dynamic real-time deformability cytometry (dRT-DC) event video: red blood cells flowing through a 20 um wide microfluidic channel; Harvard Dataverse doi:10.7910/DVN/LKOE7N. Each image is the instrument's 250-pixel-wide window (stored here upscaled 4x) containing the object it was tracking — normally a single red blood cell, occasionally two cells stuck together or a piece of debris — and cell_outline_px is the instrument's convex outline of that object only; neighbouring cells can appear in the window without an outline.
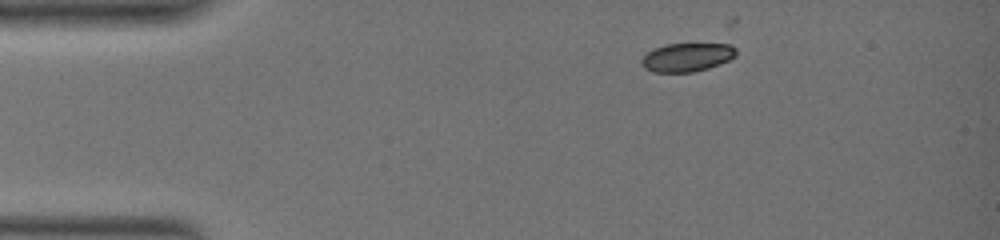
{"species": "common noctule bat (a hibernating species)", "species_latin": "Nyctalus noctula", "temperature_condition": "warm", "stored_images_in_passage": 4, "camera_frame_rate_fps": 3000, "um_per_image_px": 0.085, "animal": {"sex": "female", "body_mass_g": 19.0, "forearm_length_mm": 51.5}, "frame": {"image": 1, "passage_image": 1, "time_ms": 0.0, "image_size_px": [1000, 240], "cell_outline_px": [[736, 56], [720, 64], [708, 68], [692, 72], [652, 72], [644, 68], [640, 64], [640, 60], [652, 48], [664, 44], [732, 44], [736, 48]], "centroid_in_image_um": [58.37, 4.86], "position_along_channel_um": 26.6, "area_um2": 15.9}}